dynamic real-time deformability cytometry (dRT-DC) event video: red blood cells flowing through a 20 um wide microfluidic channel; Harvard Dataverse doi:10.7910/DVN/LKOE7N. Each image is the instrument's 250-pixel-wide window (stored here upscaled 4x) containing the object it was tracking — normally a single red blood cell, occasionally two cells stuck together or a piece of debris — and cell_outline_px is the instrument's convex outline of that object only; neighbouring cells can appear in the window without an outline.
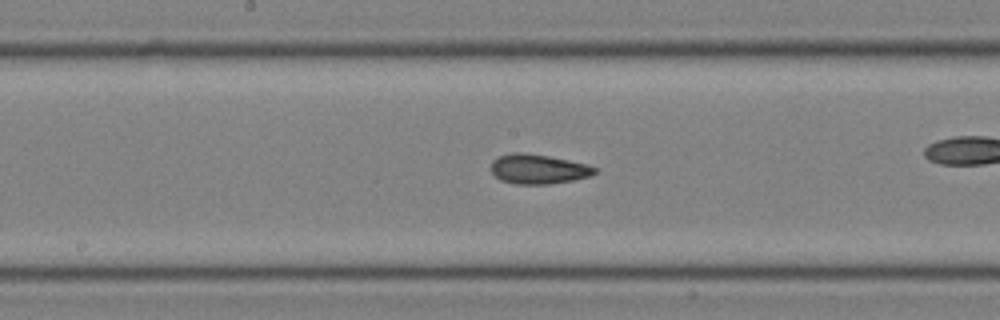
{"species": "common noctule bat (a hibernating species)", "species_latin": "Nyctalus noctula", "temperature_condition": "room temperature", "stored_images_in_passage": 30, "camera_frame_rate_fps": 3000, "um_per_image_px": 0.085, "animal": {"sex": "male", "body_mass_g": 19.0, "forearm_length_mm": 50.8}, "frame": {"image": 1, "passage_image": 9, "time_ms": 2.667, "image_size_px": [1000, 320], "cell_outline_px": [[596, 172], [592, 176], [572, 180], [548, 184], [516, 184], [500, 180], [492, 172], [492, 160], [500, 156], [512, 152], [520, 152], [548, 156], [588, 164], [596, 168]], "centroid_in_image_um": [45.76, 14.37], "position_along_channel_um": 202.4, "area_um2": 17.8}}